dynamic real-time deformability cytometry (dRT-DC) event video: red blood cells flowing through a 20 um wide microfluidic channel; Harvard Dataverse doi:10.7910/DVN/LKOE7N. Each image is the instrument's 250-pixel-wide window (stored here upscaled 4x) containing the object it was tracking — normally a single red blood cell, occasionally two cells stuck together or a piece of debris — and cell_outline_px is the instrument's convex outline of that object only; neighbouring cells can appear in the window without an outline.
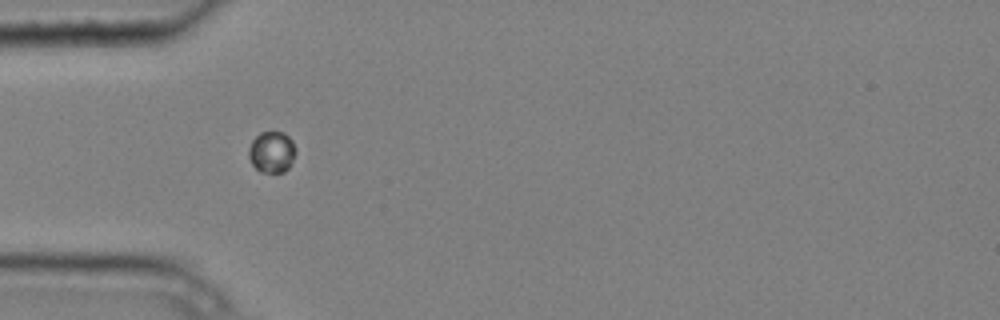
{"species": "common noctule bat (a hibernating species)", "species_latin": "Nyctalus noctula", "temperature_condition": "cold", "stored_images_in_passage": 3, "camera_frame_rate_fps": 3000, "um_per_image_px": 0.085, "animal": {"sex": "male", "body_mass_g": 20.4}, "frame": {"image": 1, "passage_image": 1, "time_ms": 0.0, "image_size_px": [1000, 320], "cell_outline_px": [[296, 152], [288, 168], [284, 172], [260, 172], [252, 164], [248, 156], [248, 148], [252, 140], [260, 132], [284, 132], [292, 140], [296, 148]], "centroid_in_image_um": [23.09, 12.91], "position_along_channel_um": 61.9, "area_um2": 11.39}}
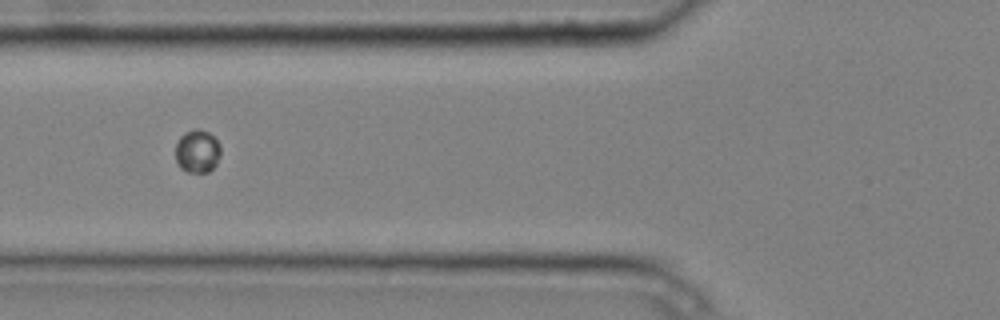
{"frame": {"image": 2, "passage_image": 2, "time_ms": 0.333, "image_size_px": [1000, 320], "cell_outline_px": [[220, 156], [216, 164], [208, 172], [188, 172], [180, 168], [176, 160], [176, 144], [180, 136], [184, 132], [196, 128], [208, 132], [220, 144]], "centroid_in_image_um": [16.77, 12.85], "position_along_channel_um": 109.0, "area_um2": 11.33}}
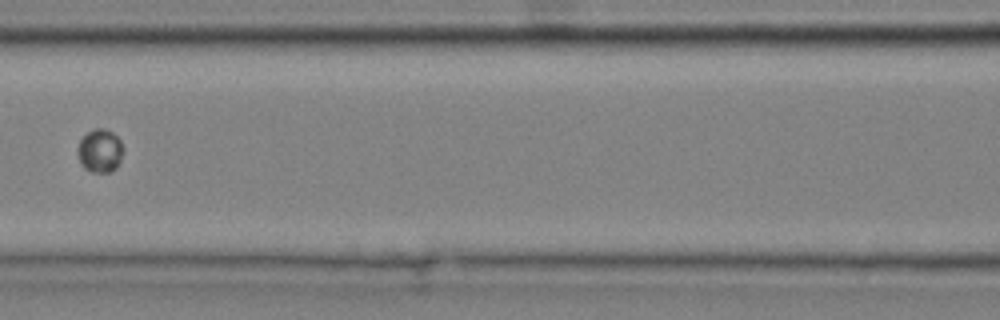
{"frame": {"image": 3, "passage_image": 3, "time_ms": 0.667, "image_size_px": [1000, 320], "cell_outline_px": [[124, 148], [120, 160], [116, 168], [108, 172], [92, 172], [84, 168], [80, 160], [80, 140], [88, 132], [96, 128], [104, 128], [112, 132], [120, 140]], "centroid_in_image_um": [8.55, 12.81], "position_along_channel_um": 158.1, "area_um2": 11.16}}